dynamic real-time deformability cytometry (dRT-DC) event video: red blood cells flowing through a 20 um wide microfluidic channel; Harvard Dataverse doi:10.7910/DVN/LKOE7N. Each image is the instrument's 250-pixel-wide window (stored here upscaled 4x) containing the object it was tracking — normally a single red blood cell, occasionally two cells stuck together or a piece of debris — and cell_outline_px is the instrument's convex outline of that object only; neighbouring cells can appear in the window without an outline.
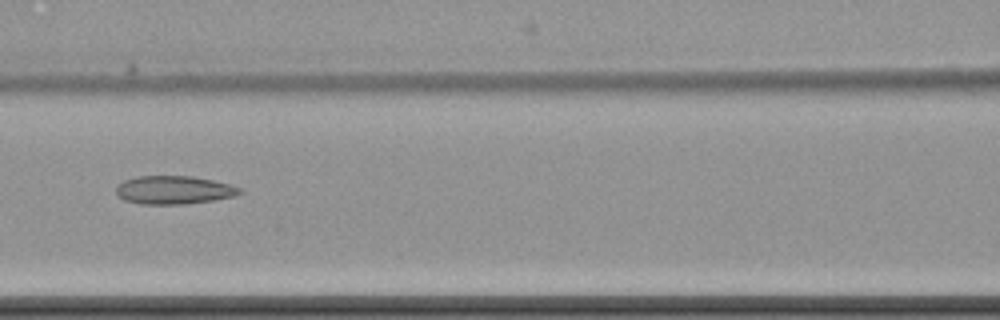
{"species": "common noctule bat (a hibernating species)", "species_latin": "Nyctalus noctula", "temperature_condition": "cold", "stored_images_in_passage": 8, "camera_frame_rate_fps": 3000, "um_per_image_px": 0.085, "animal": {"sex": "female", "body_mass_g": 22.7, "forearm_length_mm": 54.2}, "frame": {"image": 1, "passage_image": 7, "time_ms": 7.333, "image_size_px": [1000, 320], "cell_outline_px": [[244, 192], [236, 196], [212, 200], [184, 204], [140, 204], [124, 200], [116, 192], [116, 188], [124, 180], [140, 176], [192, 176], [232, 184], [240, 188]], "centroid_in_image_um": [14.82, 16.15], "position_along_channel_um": 151.8, "area_um2": 20.35}}
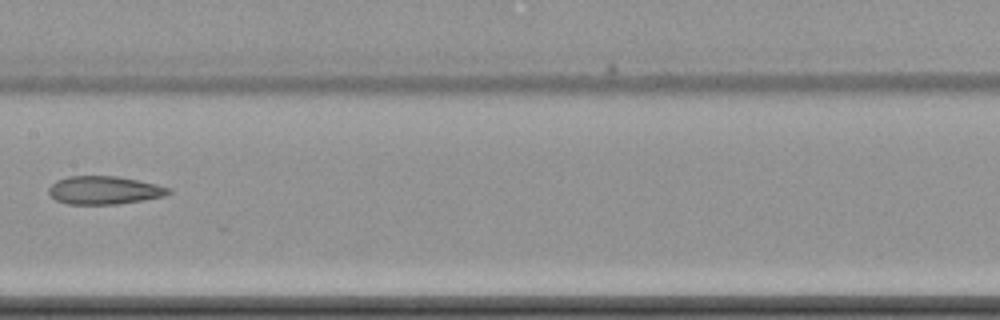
{"frame": {"image": 2, "passage_image": 8, "time_ms": 8.667, "image_size_px": [1000, 320], "cell_outline_px": [[172, 192], [164, 196], [144, 200], [116, 204], [68, 204], [56, 200], [48, 192], [48, 188], [56, 180], [68, 176], [116, 176], [156, 184], [172, 188]], "centroid_in_image_um": [8.87, 16.17], "position_along_channel_um": 198.5, "area_um2": 19.65}}